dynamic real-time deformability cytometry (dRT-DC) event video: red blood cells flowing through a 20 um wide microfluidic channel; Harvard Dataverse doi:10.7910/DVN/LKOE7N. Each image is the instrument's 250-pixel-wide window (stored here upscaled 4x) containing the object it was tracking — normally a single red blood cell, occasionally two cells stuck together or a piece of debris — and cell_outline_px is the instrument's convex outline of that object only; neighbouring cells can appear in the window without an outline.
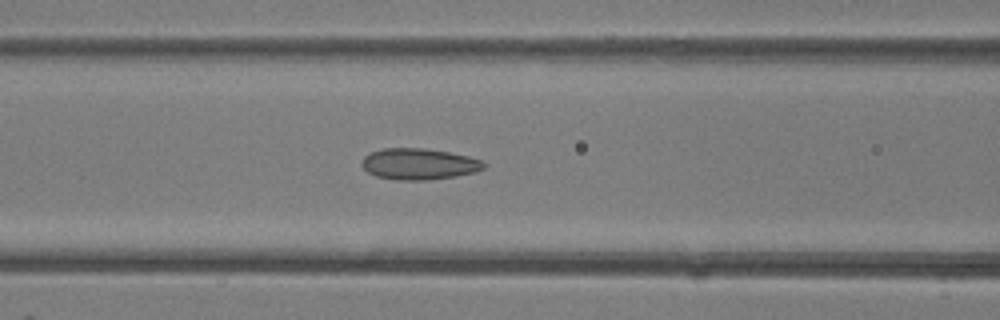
{"species": "common noctule bat (a hibernating species)", "species_latin": "Nyctalus noctula", "temperature_condition": "room temperature", "stored_images_in_passage": 39, "camera_frame_rate_fps": 3000, "um_per_image_px": 0.085, "animal": {"sex": "female"}, "frame": {"image": 1, "passage_image": 16, "time_ms": 5.0, "image_size_px": [1000, 320], "cell_outline_px": [[484, 168], [476, 172], [456, 176], [424, 180], [396, 180], [376, 176], [368, 172], [360, 164], [364, 156], [372, 152], [384, 148], [424, 148], [448, 152], [468, 156], [480, 160], [484, 164]], "centroid_in_image_um": [35.58, 13.94], "position_along_channel_um": 131.0, "area_um2": 22.08}}
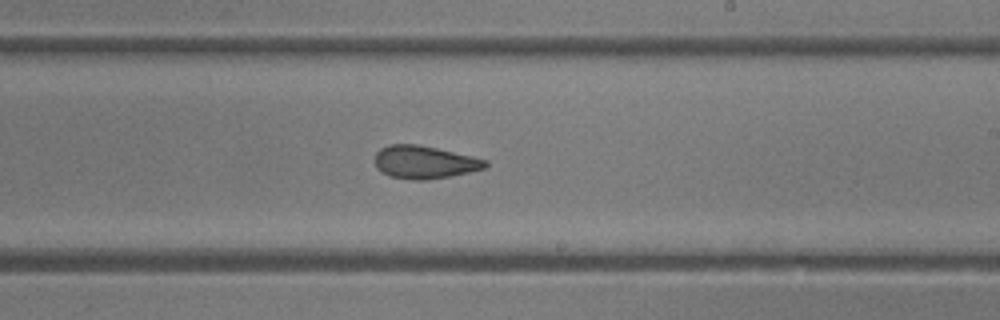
{"frame": {"image": 2, "passage_image": 23, "time_ms": 7.333, "image_size_px": [1000, 320], "cell_outline_px": [[488, 164], [484, 168], [452, 176], [428, 180], [412, 180], [388, 176], [376, 168], [376, 152], [380, 148], [388, 144], [416, 144], [436, 148], [472, 156], [488, 160]], "centroid_in_image_um": [36.06, 13.79], "position_along_channel_um": 252.9, "area_um2": 21.21}}
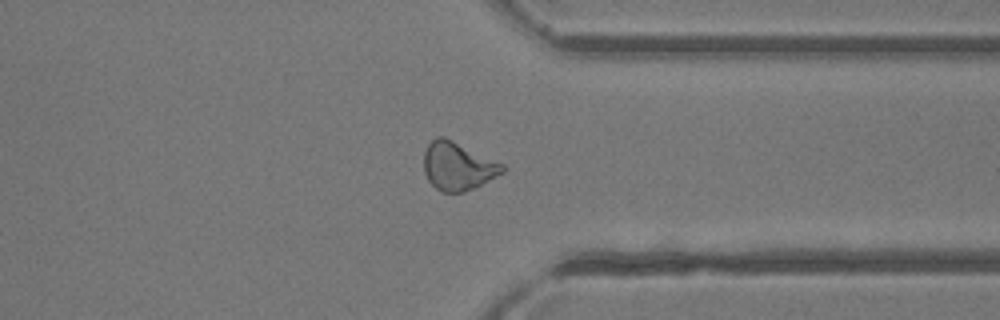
{"frame": {"image": 3, "passage_image": 30, "time_ms": 9.667, "image_size_px": [1000, 320], "cell_outline_px": [[504, 172], [476, 188], [464, 192], [440, 192], [428, 180], [424, 172], [424, 152], [428, 144], [436, 136], [444, 136], [504, 164]], "centroid_in_image_um": [38.91, 14.13], "position_along_channel_um": 372.5, "area_um2": 22.14}}